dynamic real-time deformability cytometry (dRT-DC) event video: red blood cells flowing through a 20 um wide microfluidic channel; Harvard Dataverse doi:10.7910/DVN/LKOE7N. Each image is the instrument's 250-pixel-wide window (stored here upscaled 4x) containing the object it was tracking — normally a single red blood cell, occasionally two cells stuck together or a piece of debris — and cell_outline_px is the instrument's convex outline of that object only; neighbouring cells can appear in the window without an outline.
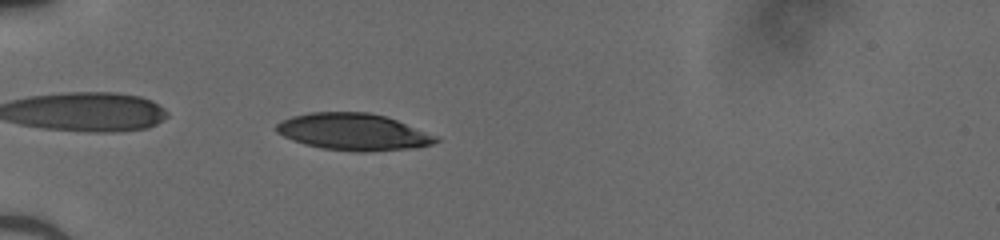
{"species": "human", "species_latin": "Homo sapiens", "temperature_condition": "cold", "stored_images_in_passage": 37, "camera_frame_rate_fps": 3000, "um_per_image_px": 0.085, "donor": {"sex": "male"}, "frame": {"image": 1, "passage_image": 3, "time_ms": 0.667, "image_size_px": [1000, 240], "cell_outline_px": [[440, 140], [432, 144], [408, 148], [364, 152], [356, 152], [324, 148], [308, 144], [284, 136], [276, 132], [276, 124], [280, 120], [292, 116], [312, 112], [368, 112], [384, 116], [396, 120], [436, 136]], "centroid_in_image_um": [30.01, 11.2], "position_along_channel_um": 55.0, "area_um2": 33.64}}
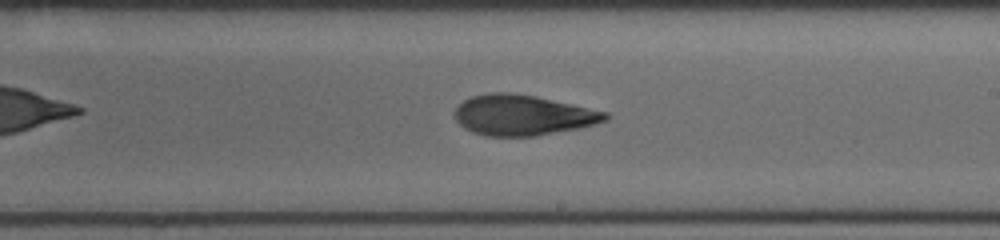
{"frame": {"image": 2, "passage_image": 18, "time_ms": 5.667, "image_size_px": [1000, 240], "cell_outline_px": [[608, 120], [596, 124], [580, 128], [536, 136], [484, 136], [472, 132], [464, 128], [456, 120], [456, 108], [464, 100], [472, 96], [488, 92], [508, 92], [536, 96], [608, 112]], "centroid_in_image_um": [44.45, 9.79], "position_along_channel_um": 244.6, "area_um2": 35.55}}
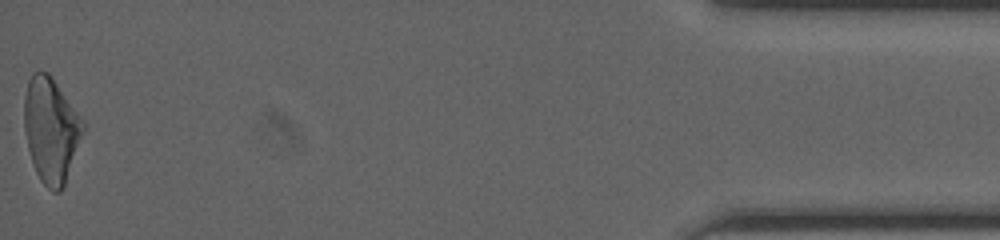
{"frame": {"image": 3, "passage_image": 37, "time_ms": 12.0, "image_size_px": [1000, 240], "cell_outline_px": [[84, 132], [64, 188], [60, 192], [52, 192], [40, 180], [36, 172], [28, 148], [24, 128], [24, 96], [28, 80], [32, 72], [48, 72], [84, 120]], "centroid_in_image_um": [4.34, 11.06], "position_along_channel_um": 430.9, "area_um2": 36.13}}